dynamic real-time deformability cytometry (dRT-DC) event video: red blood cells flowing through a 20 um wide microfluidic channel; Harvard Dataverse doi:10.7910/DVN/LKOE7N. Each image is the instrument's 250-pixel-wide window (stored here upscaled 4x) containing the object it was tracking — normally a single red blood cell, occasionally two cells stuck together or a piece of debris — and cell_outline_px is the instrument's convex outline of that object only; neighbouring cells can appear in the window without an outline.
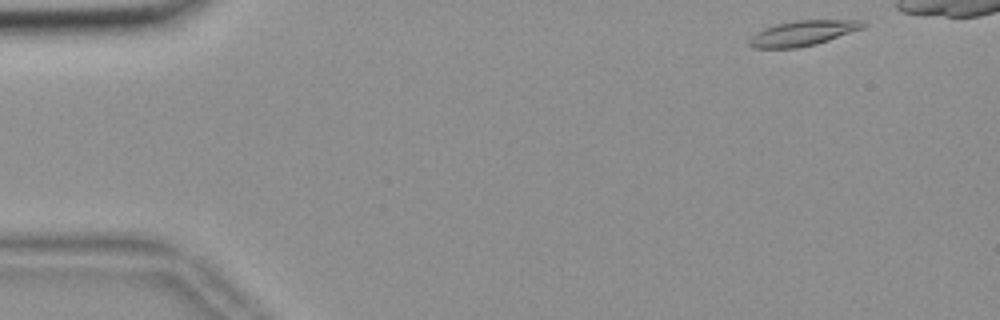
{"species": "common noctule bat (a hibernating species)", "species_latin": "Nyctalus noctula", "temperature_condition": "room temperature", "stored_images_in_passage": 44, "camera_frame_rate_fps": 3000, "um_per_image_px": 0.085, "animal": {"sex": "female", "body_mass_g": 18.4}, "frame": {"image": 1, "passage_image": 1, "time_ms": 0.0, "image_size_px": [1000, 320], "cell_outline_px": [[868, 24], [864, 28], [816, 44], [796, 48], [752, 48], [748, 44], [748, 40], [756, 32], [764, 28], [776, 24], [796, 20], [864, 20]], "centroid_in_image_um": [68.25, 2.81], "position_along_channel_um": 16.8, "area_um2": 16.76}}
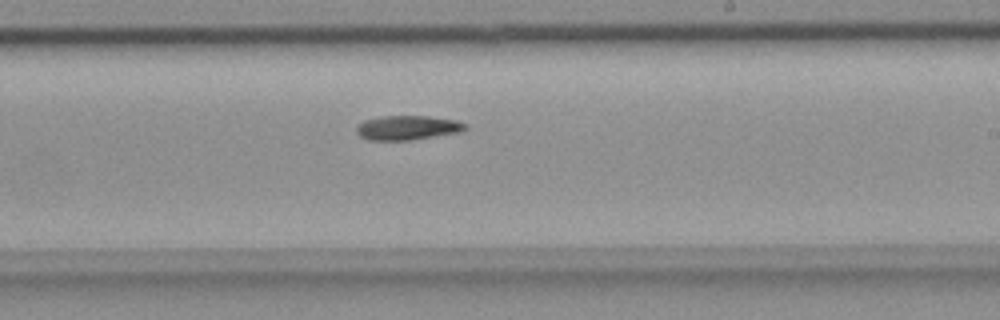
{"frame": {"image": 2, "passage_image": 29, "time_ms": 9.333, "image_size_px": [1000, 320], "cell_outline_px": [[468, 128], [460, 132], [408, 140], [368, 140], [360, 136], [356, 132], [356, 128], [364, 120], [384, 116], [428, 116], [456, 120], [468, 124]], "centroid_in_image_um": [34.66, 10.85], "position_along_channel_um": 254.3, "area_um2": 15.37}}
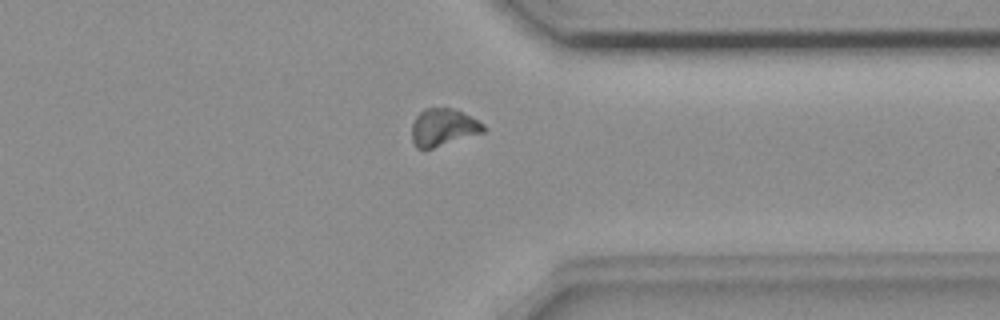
{"frame": {"image": 3, "passage_image": 39, "time_ms": 12.667, "image_size_px": [1000, 320], "cell_outline_px": [[484, 132], [432, 148], [416, 148], [412, 140], [412, 124], [416, 116], [424, 108], [456, 108], [484, 124]], "centroid_in_image_um": [37.66, 10.81], "position_along_channel_um": 373.7, "area_um2": 15.49}}